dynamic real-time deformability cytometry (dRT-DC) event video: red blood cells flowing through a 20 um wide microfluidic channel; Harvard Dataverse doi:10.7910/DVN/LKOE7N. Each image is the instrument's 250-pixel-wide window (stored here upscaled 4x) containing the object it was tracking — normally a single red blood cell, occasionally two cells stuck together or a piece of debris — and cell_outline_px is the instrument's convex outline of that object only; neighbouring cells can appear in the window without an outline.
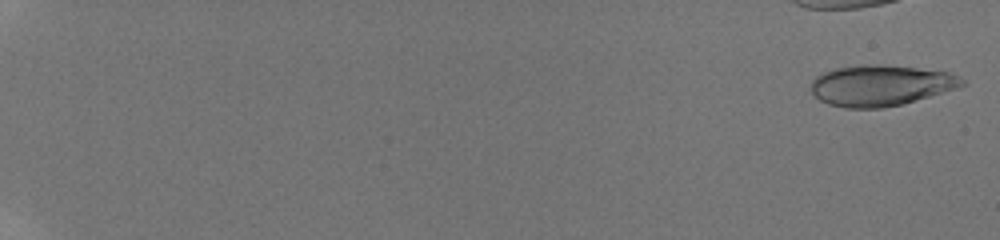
{"species": "human", "species_latin": "Homo sapiens", "temperature_condition": "room temperature", "stored_images_in_passage": 51, "camera_frame_rate_fps": 3000, "um_per_image_px": 0.085, "donor": {"sex": "male"}, "frame": {"image": 1, "passage_image": 2, "time_ms": 0.333, "image_size_px": [1000, 240], "cell_outline_px": [[968, 84], [928, 96], [900, 104], [884, 108], [844, 108], [828, 104], [820, 100], [812, 92], [812, 80], [816, 76], [824, 72], [836, 68], [860, 64], [872, 64], [916, 68], [948, 72], [960, 76]], "centroid_in_image_um": [74.83, 7.26], "position_along_channel_um": 10.2, "area_um2": 35.6}}